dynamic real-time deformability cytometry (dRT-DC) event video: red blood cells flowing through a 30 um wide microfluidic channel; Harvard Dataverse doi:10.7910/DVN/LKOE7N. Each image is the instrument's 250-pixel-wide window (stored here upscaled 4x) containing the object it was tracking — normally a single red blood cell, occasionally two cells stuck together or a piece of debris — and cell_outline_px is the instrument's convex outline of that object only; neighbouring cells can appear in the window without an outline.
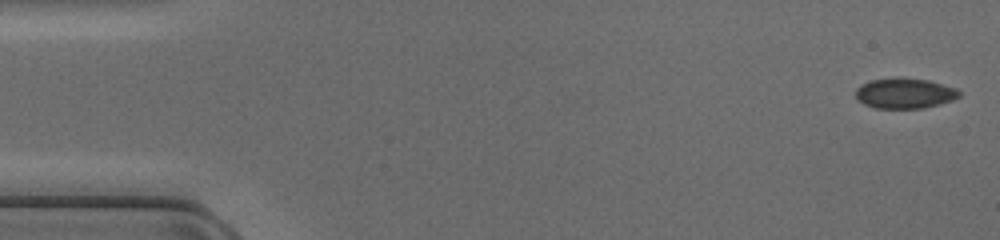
{"species": "common noctule bat (a hibernating species)", "species_latin": "Nyctalus noctula", "temperature_condition": "cold", "stored_images_in_passage": 47, "camera_frame_rate_fps": 3000, "um_per_image_px": 0.085, "animal": {"sex": "female", "body_mass_g": 17.0, "forearm_length_mm": 48.0}, "frame": {"image": 1, "passage_image": 1, "time_ms": 0.0, "image_size_px": [1000, 240], "cell_outline_px": [[960, 96], [952, 100], [940, 104], [924, 108], [876, 108], [864, 104], [856, 100], [856, 88], [860, 84], [872, 80], [896, 76], [900, 76], [928, 80], [956, 88], [960, 92]], "centroid_in_image_um": [76.87, 7.91], "position_along_channel_um": 8.1, "area_um2": 18.61}}
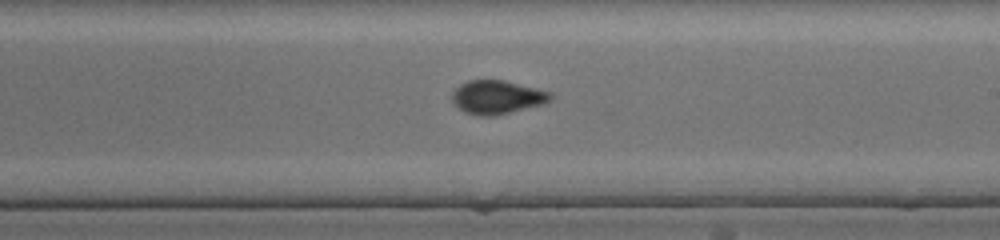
{"frame": {"image": 2, "passage_image": 27, "time_ms": 8.667, "image_size_px": [1000, 240], "cell_outline_px": [[552, 100], [544, 104], [492, 116], [480, 116], [464, 112], [452, 104], [452, 92], [460, 84], [468, 80], [504, 80], [552, 92]], "centroid_in_image_um": [42.24, 8.26], "position_along_channel_um": 246.8, "area_um2": 19.36}}
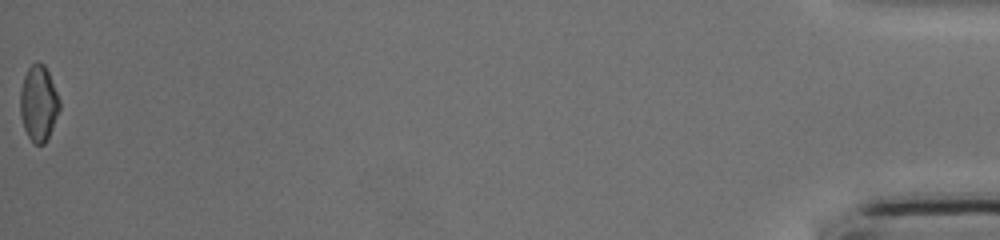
{"frame": {"image": 3, "passage_image": 47, "time_ms": 15.333, "image_size_px": [1000, 240], "cell_outline_px": [[60, 108], [52, 128], [44, 144], [36, 144], [28, 136], [24, 128], [20, 116], [20, 88], [24, 76], [28, 68], [36, 60], [44, 64], [48, 72], [60, 100]], "centroid_in_image_um": [3.27, 8.75], "position_along_channel_um": 431.9, "area_um2": 17.28}}